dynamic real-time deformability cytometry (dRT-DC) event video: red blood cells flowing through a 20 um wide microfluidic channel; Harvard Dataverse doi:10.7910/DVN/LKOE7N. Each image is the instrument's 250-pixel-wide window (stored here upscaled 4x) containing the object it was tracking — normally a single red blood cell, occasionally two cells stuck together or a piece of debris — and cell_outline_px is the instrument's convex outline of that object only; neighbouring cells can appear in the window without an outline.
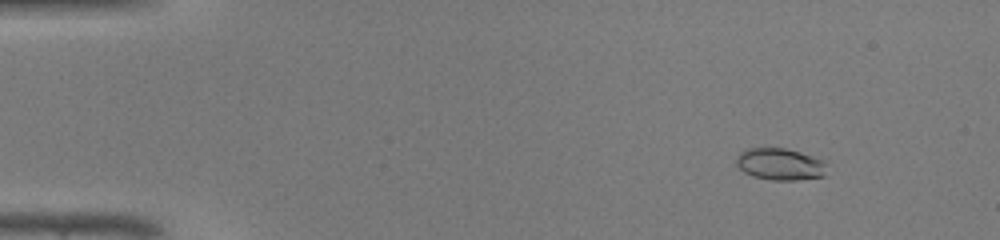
{"species": "common noctule bat (a hibernating species)", "species_latin": "Nyctalus noctula", "temperature_condition": "warm", "stored_images_in_passage": 48, "camera_frame_rate_fps": 3000, "um_per_image_px": 0.085, "animal": {"sex": "male", "body_mass_g": 19.0, "forearm_length_mm": 50.8}, "frame": {"image": 1, "passage_image": 6, "time_ms": 1.667, "image_size_px": [1000, 240], "cell_outline_px": [[824, 176], [796, 180], [772, 180], [752, 176], [744, 172], [736, 164], [736, 156], [740, 152], [748, 148], [784, 148], [800, 152], [824, 160]], "centroid_in_image_um": [66.26, 13.95], "position_along_channel_um": 18.7, "area_um2": 16.7}}
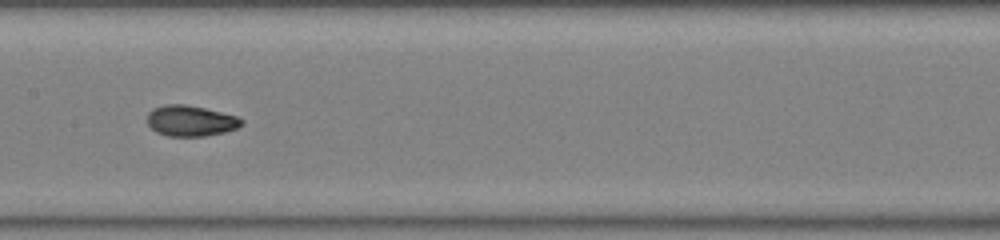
{"frame": {"image": 2, "passage_image": 25, "time_ms": 8.0, "image_size_px": [1000, 240], "cell_outline_px": [[244, 124], [236, 128], [224, 132], [204, 136], [168, 136], [156, 132], [148, 124], [148, 112], [152, 108], [164, 104], [184, 104], [204, 108], [236, 116], [244, 120]], "centroid_in_image_um": [16.19, 10.26], "position_along_channel_um": 191.2, "area_um2": 16.88}}
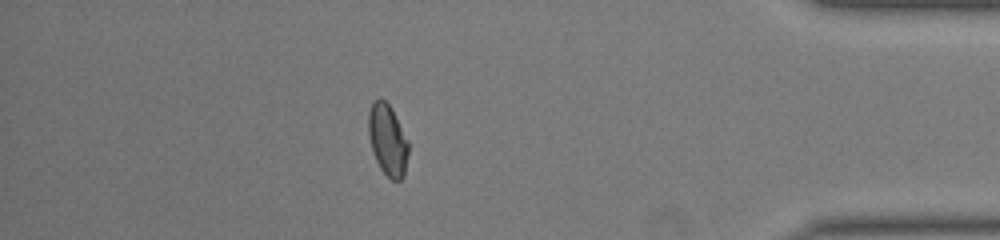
{"frame": {"image": 3, "passage_image": 42, "time_ms": 13.667, "image_size_px": [1000, 240], "cell_outline_px": [[408, 152], [404, 176], [400, 180], [392, 180], [380, 168], [376, 160], [372, 148], [368, 132], [368, 112], [372, 100], [380, 96], [392, 108], [408, 140]], "centroid_in_image_um": [32.94, 11.84], "position_along_channel_um": 402.3, "area_um2": 16.7}, "authors_computed_cell_mechanics": {"area_um2": 16.6464, "velocity_mm_per_s": 4.3688, "shape_relaxation_time_tau1_ms": 3.5065, "shape_relaxation_time_tau2_ms": 1.4292, "deformation_change_tau1": 0.1731, "deformation_change_tau2": 0.0501}}